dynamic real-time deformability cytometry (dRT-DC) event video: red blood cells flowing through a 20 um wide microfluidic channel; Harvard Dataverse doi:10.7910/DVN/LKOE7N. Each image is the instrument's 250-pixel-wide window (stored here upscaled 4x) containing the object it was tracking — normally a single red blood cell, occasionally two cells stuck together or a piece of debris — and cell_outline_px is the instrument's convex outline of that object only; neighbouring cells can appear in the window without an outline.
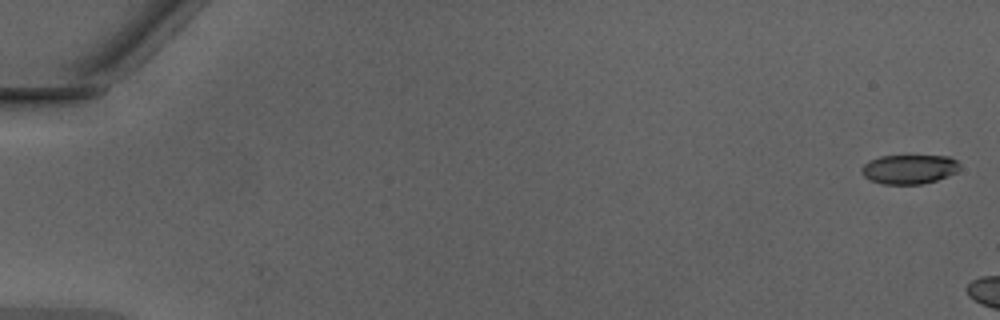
{"species": "Egyptian fruit bat (a non-hibernating species)", "species_latin": "Rousettus aegyptiacus", "temperature_condition": "warm", "stored_images_in_passage": 2, "camera_frame_rate_fps": 3000, "um_per_image_px": 0.085, "animal": {"sex": "male"}, "frame": {"image": 1, "passage_image": 2, "time_ms": 0.333, "image_size_px": [1000, 320], "cell_outline_px": [[960, 168], [956, 172], [948, 176], [936, 180], [920, 184], [884, 184], [868, 180], [860, 172], [860, 168], [868, 160], [880, 156], [948, 156], [956, 160], [960, 164]], "centroid_in_image_um": [77.25, 14.38], "position_along_channel_um": 7.8, "area_um2": 16.88}}